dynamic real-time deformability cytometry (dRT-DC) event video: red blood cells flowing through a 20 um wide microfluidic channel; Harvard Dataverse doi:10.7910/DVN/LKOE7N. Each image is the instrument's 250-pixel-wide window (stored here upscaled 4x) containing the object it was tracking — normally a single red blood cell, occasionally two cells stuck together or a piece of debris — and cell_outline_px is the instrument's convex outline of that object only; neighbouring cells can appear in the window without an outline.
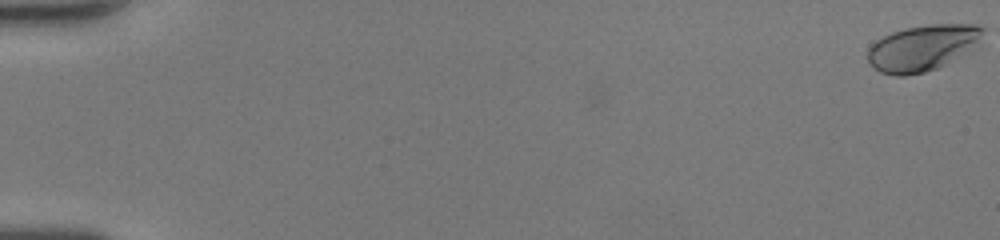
{"species": "human", "species_latin": "Homo sapiens", "temperature_condition": "room temperature", "stored_images_in_passage": 52, "camera_frame_rate_fps": 3000, "um_per_image_px": 0.085, "donor": {"sex": "female"}, "frame": {"image": 1, "passage_image": 1, "time_ms": 0.0, "image_size_px": [1000, 240], "cell_outline_px": [[984, 28], [980, 48], [936, 68], [924, 72], [904, 76], [896, 76], [880, 72], [868, 64], [868, 48], [876, 40], [892, 32], [904, 28], [928, 24], [976, 24]], "centroid_in_image_um": [78.48, 4.06], "position_along_channel_um": 6.5, "area_um2": 31.5}}
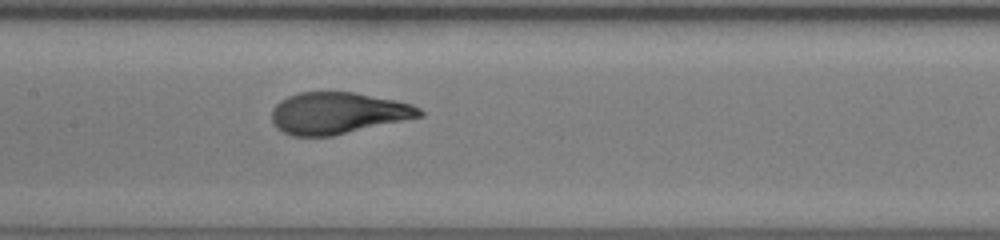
{"frame": {"image": 2, "passage_image": 28, "time_ms": 9.0, "image_size_px": [1000, 240], "cell_outline_px": [[424, 116], [332, 136], [292, 136], [276, 128], [272, 120], [272, 108], [280, 100], [288, 96], [300, 92], [352, 92], [396, 100], [412, 104], [420, 108], [424, 112]], "centroid_in_image_um": [28.72, 9.61], "position_along_channel_um": 178.7, "area_um2": 35.89}}
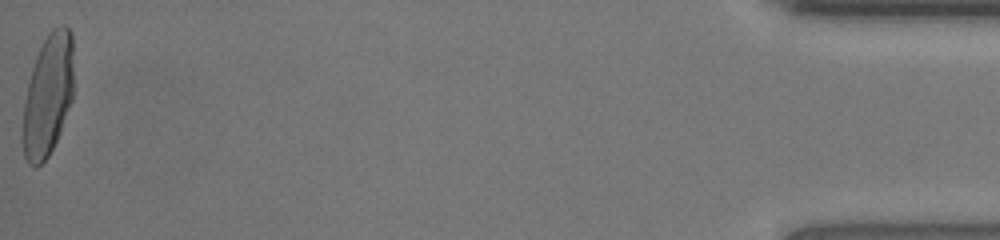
{"frame": {"image": 3, "passage_image": 52, "time_ms": 17.0, "image_size_px": [1000, 240], "cell_outline_px": [[72, 100], [60, 132], [48, 156], [36, 168], [28, 164], [24, 156], [24, 100], [32, 68], [36, 56], [48, 32], [52, 28], [60, 24], [64, 24], [72, 32]], "centroid_in_image_um": [4.09, 8.06], "position_along_channel_um": 431.1, "area_um2": 35.66}, "authors_computed_cell_mechanics": {"area_um2": 35.4603, "velocity_mm_per_s": 4.2985, "shape_relaxation_time_tau1_ms": 4.3644, "shape_relaxation_time_tau2_ms": null, "deformation_change_tau1": 0.2465, "deformation_change_tau2": null}}